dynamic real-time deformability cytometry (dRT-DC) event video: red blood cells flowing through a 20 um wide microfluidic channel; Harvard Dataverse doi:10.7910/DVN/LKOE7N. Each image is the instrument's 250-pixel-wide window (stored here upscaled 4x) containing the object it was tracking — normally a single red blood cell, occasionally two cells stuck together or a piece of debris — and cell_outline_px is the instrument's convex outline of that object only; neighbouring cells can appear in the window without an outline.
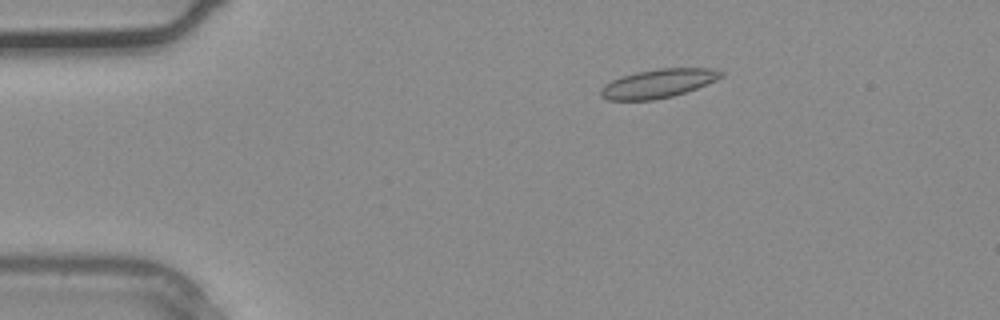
{"species": "common noctule bat (a hibernating species)", "species_latin": "Nyctalus noctula", "temperature_condition": "warm", "stored_images_in_passage": 3, "camera_frame_rate_fps": 3000, "um_per_image_px": 0.085, "animal": {"sex": "male", "body_mass_g": 20.4}, "frame": {"image": 1, "passage_image": 2, "time_ms": 0.333, "image_size_px": [1000, 320], "cell_outline_px": [[724, 76], [716, 80], [696, 88], [672, 96], [652, 100], [608, 100], [600, 96], [600, 88], [604, 84], [620, 76], [636, 72], [656, 68], [712, 68], [724, 72]], "centroid_in_image_um": [55.92, 7.08], "position_along_channel_um": 29.1, "area_um2": 20.23}}